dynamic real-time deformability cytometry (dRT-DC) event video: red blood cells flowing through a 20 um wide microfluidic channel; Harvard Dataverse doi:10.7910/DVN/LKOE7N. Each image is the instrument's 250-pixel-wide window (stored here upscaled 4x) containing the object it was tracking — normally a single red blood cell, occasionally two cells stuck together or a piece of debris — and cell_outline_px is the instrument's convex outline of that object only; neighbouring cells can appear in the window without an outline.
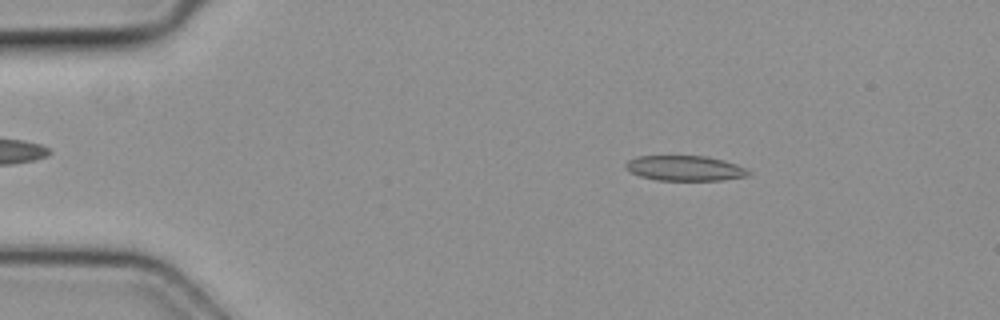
{"species": "common noctule bat (a hibernating species)", "species_latin": "Nyctalus noctula", "temperature_condition": "cold", "stored_images_in_passage": 5, "segment_of_instrument_passage": [1, 2], "camera_frame_rate_fps": 3000, "um_per_image_px": 0.085, "animal": {"sex": "female", "body_mass_g": 19.3, "forearm_length_mm": 54.1}, "frame": {"image": 1, "passage_image": 2, "time_ms": 0.333, "image_size_px": [1000, 320], "cell_outline_px": [[752, 172], [748, 176], [724, 180], [656, 180], [640, 176], [628, 172], [624, 168], [624, 164], [628, 160], [636, 156], [704, 156], [724, 160], [748, 168]], "centroid_in_image_um": [58.21, 14.3], "position_along_channel_um": 26.8, "area_um2": 18.26}}